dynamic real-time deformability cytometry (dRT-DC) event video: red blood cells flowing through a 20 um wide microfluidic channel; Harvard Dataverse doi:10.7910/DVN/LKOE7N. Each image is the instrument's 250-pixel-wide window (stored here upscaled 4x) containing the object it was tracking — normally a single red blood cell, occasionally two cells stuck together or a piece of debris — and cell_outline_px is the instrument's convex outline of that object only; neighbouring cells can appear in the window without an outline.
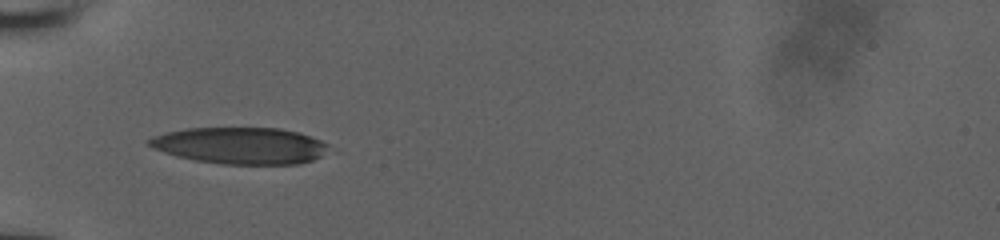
{"species": "human", "species_latin": "Homo sapiens", "temperature_condition": "room temperature", "stored_images_in_passage": 34, "camera_frame_rate_fps": 3000, "um_per_image_px": 0.085, "donor": {"sex": "male"}, "frame": {"image": 1, "passage_image": 1, "time_ms": 0.0, "image_size_px": [1000, 240], "cell_outline_px": [[328, 144], [320, 156], [312, 160], [300, 164], [220, 164], [196, 160], [176, 156], [164, 152], [148, 144], [144, 140], [152, 136], [184, 128], [280, 128], [300, 132], [320, 140]], "centroid_in_image_um": [20.4, 12.37], "position_along_channel_um": 64.6, "area_um2": 38.21}}
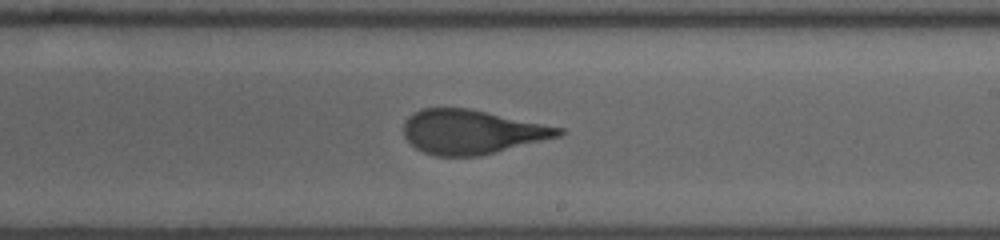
{"frame": {"image": 2, "passage_image": 15, "time_ms": 4.667, "image_size_px": [1000, 240], "cell_outline_px": [[564, 132], [560, 136], [480, 156], [436, 156], [424, 152], [416, 148], [404, 136], [404, 120], [412, 112], [420, 108], [468, 108], [564, 128]], "centroid_in_image_um": [40.07, 11.2], "position_along_channel_um": 248.9, "area_um2": 39.82}}
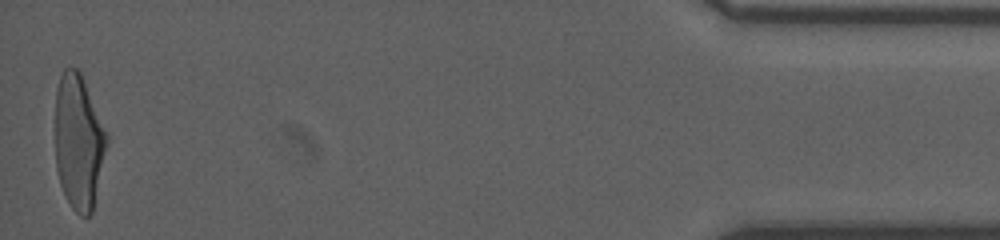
{"frame": {"image": 3, "passage_image": 34, "time_ms": 11.0, "image_size_px": [1000, 240], "cell_outline_px": [[108, 140], [92, 212], [88, 216], [80, 216], [72, 208], [60, 184], [56, 168], [56, 88], [60, 76], [64, 68], [76, 68], [80, 72], [108, 136]], "centroid_in_image_um": [6.67, 12.06], "position_along_channel_um": 428.5, "area_um2": 39.94}}